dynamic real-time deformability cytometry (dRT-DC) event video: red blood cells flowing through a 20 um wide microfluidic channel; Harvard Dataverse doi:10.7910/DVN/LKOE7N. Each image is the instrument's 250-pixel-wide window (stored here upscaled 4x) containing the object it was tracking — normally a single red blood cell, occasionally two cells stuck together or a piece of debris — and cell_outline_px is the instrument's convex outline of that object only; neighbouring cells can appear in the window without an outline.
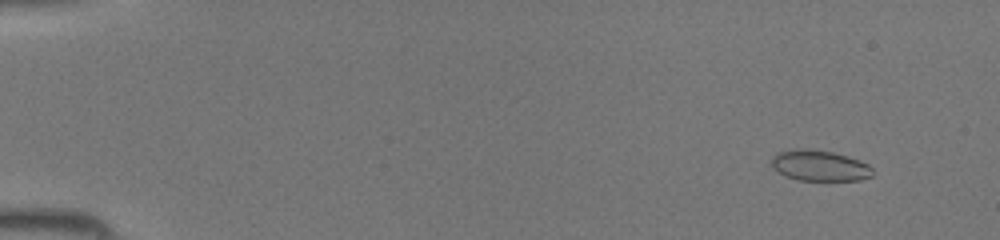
{"species": "common noctule bat (a hibernating species)", "species_latin": "Nyctalus noctula", "temperature_condition": "room temperature", "stored_images_in_passage": 45, "camera_frame_rate_fps": 3000, "um_per_image_px": 0.085, "animal": {"sex": "female", "body_mass_g": 19.5, "forearm_length_mm": 54.1}, "frame": {"image": 1, "passage_image": 4, "time_ms": 1.0, "image_size_px": [1000, 240], "cell_outline_px": [[872, 176], [860, 180], [796, 180], [772, 168], [772, 156], [776, 152], [796, 148], [808, 148], [832, 152], [848, 156], [860, 160], [868, 164], [872, 168]], "centroid_in_image_um": [69.66, 14.06], "position_along_channel_um": 15.3, "area_um2": 18.21}}
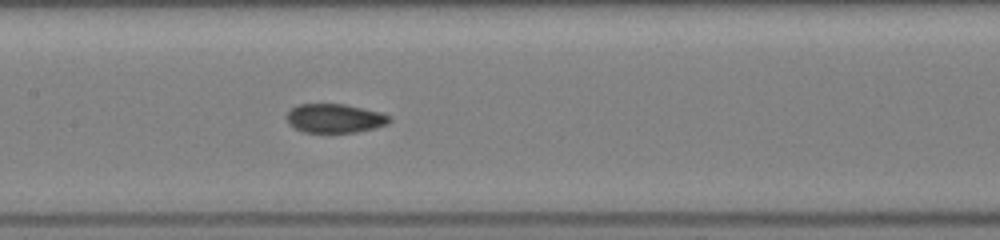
{"frame": {"image": 2, "passage_image": 23, "time_ms": 7.333, "image_size_px": [1000, 240], "cell_outline_px": [[392, 120], [388, 124], [376, 128], [356, 132], [304, 132], [288, 124], [284, 116], [296, 104], [344, 104], [380, 112], [392, 116]], "centroid_in_image_um": [28.46, 10.05], "position_along_channel_um": 178.9, "area_um2": 17.51}}
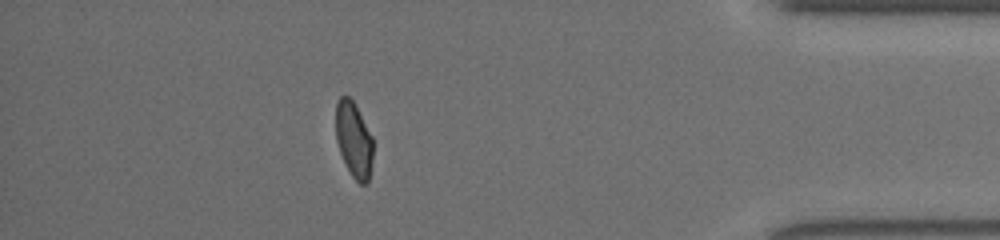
{"frame": {"image": 3, "passage_image": 40, "time_ms": 13.0, "image_size_px": [1000, 240], "cell_outline_px": [[372, 160], [368, 180], [364, 184], [360, 184], [352, 176], [340, 152], [336, 140], [336, 104], [340, 96], [348, 96], [356, 104], [372, 136]], "centroid_in_image_um": [30.07, 11.83], "position_along_channel_um": 405.1, "area_um2": 16.24}}